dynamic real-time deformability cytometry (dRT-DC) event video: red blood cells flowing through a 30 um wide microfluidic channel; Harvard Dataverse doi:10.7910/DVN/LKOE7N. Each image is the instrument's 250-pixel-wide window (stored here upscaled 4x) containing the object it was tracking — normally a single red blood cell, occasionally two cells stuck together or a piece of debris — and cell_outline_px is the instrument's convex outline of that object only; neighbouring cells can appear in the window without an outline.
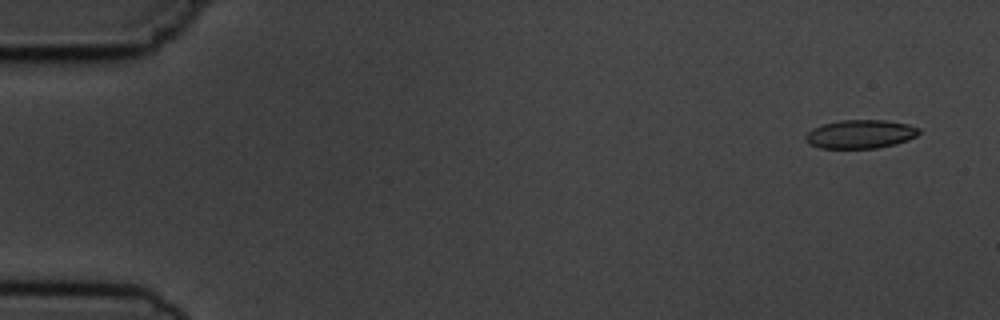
{"species": "common noctule bat (a hibernating species)", "species_latin": "Nyctalus noctula", "temperature_condition": "cold", "stored_images_in_passage": 4, "camera_frame_rate_fps": 3000, "um_per_image_px": 0.085, "animal": {"sex": "male", "body_mass_g": 19.5, "forearm_length_mm": 54.6}, "frame": {"image": 1, "passage_image": 1, "time_ms": 0.0, "image_size_px": [1000, 320], "cell_outline_px": [[920, 132], [916, 136], [908, 140], [896, 144], [876, 148], [820, 148], [804, 140], [804, 136], [812, 128], [824, 124], [840, 120], [884, 120], [908, 124], [920, 128]], "centroid_in_image_um": [73.14, 11.4], "position_along_channel_um": 11.9, "area_um2": 18.9}}